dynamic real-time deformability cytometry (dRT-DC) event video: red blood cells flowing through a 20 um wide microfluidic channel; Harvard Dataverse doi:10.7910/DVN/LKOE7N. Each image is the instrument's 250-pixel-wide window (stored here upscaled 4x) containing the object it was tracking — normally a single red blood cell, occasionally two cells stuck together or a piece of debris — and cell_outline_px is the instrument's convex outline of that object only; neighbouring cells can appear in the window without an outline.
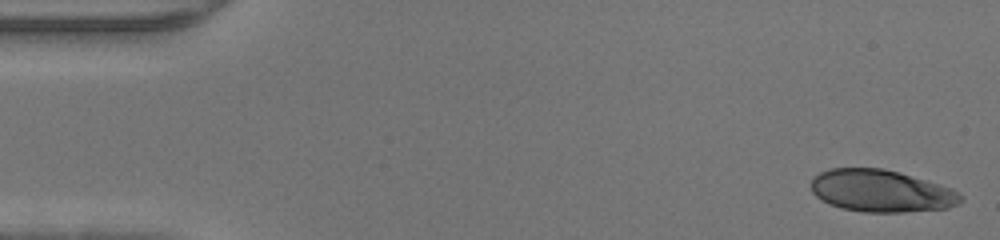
{"species": "human", "species_latin": "Homo sapiens", "temperature_condition": "warm", "stored_images_in_passage": 45, "camera_frame_rate_fps": 3000, "um_per_image_px": 0.085, "donor": {"sex": "male"}, "frame": {"image": 1, "passage_image": 1, "time_ms": 0.0, "image_size_px": [1000, 240], "cell_outline_px": [[964, 200], [948, 208], [904, 212], [864, 212], [840, 208], [816, 196], [812, 192], [812, 180], [820, 172], [828, 168], [884, 168], [900, 172], [952, 188], [960, 192], [964, 196]], "centroid_in_image_um": [74.94, 16.22], "position_along_channel_um": 10.1, "area_um2": 36.82}}
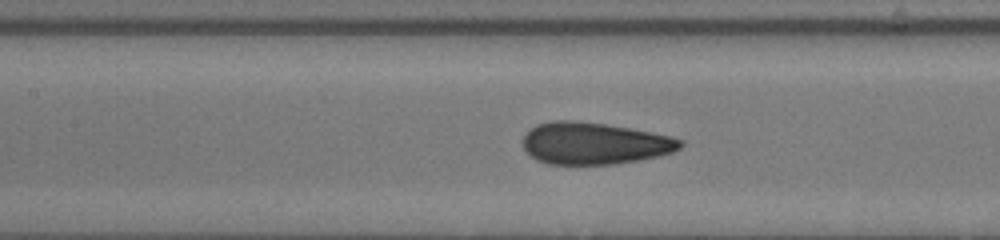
{"frame": {"image": 2, "passage_image": 20, "time_ms": 6.333, "image_size_px": [1000, 240], "cell_outline_px": [[684, 144], [680, 148], [672, 152], [660, 156], [640, 160], [612, 164], [548, 164], [536, 160], [524, 148], [524, 136], [528, 128], [536, 124], [552, 120], [576, 120], [604, 124], [628, 128], [672, 136], [684, 140]], "centroid_in_image_um": [50.52, 12.18], "position_along_channel_um": 156.9, "area_um2": 38.61}}
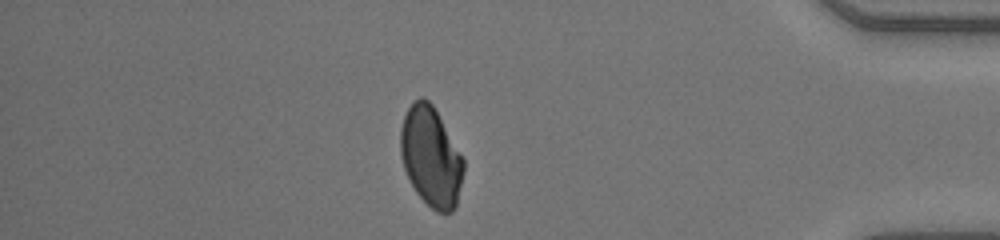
{"frame": {"image": 3, "passage_image": 39, "time_ms": 12.667, "image_size_px": [1000, 240], "cell_outline_px": [[464, 172], [456, 208], [452, 212], [436, 212], [416, 192], [404, 168], [400, 156], [400, 128], [404, 116], [408, 108], [420, 96], [428, 100], [432, 104], [464, 160]], "centroid_in_image_um": [36.63, 13.34], "position_along_channel_um": 398.6, "area_um2": 36.3}}